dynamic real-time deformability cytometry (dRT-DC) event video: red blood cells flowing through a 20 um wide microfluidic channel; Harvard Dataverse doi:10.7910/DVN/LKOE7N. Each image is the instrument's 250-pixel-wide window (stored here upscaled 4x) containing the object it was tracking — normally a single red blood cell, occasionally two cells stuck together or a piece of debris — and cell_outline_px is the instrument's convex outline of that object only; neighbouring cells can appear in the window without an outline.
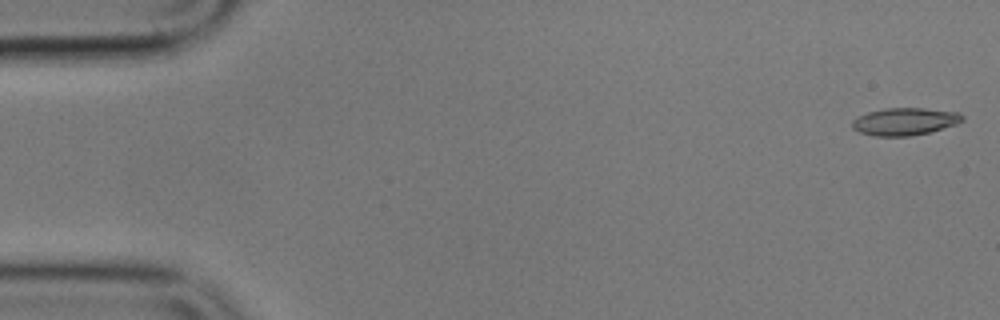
{"species": "common noctule bat (a hibernating species)", "species_latin": "Nyctalus noctula", "temperature_condition": "cold", "stored_images_in_passage": 15, "camera_frame_rate_fps": 3000, "um_per_image_px": 0.085, "animal": {"sex": "male", "body_mass_g": 17.9}, "frame": {"image": 1, "passage_image": 1, "time_ms": 0.0, "image_size_px": [1000, 320], "cell_outline_px": [[964, 120], [956, 124], [928, 132], [908, 136], [872, 136], [860, 132], [852, 128], [852, 120], [856, 116], [868, 112], [884, 108], [924, 108], [960, 112], [964, 116]], "centroid_in_image_um": [76.89, 10.32], "position_along_channel_um": 8.1, "area_um2": 17.69}}
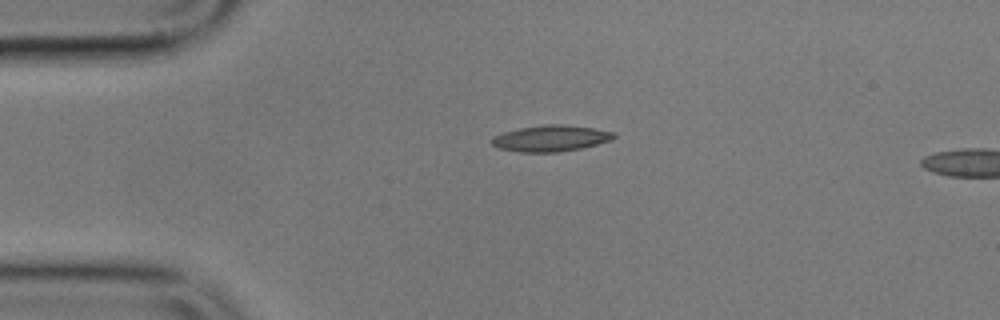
{"frame": {"image": 2, "passage_image": 12, "time_ms": 3.667, "image_size_px": [1000, 320], "cell_outline_px": [[616, 136], [612, 140], [580, 148], [560, 152], [520, 152], [496, 148], [492, 144], [492, 136], [504, 132], [520, 128], [544, 124], [560, 124], [592, 128], [616, 132]], "centroid_in_image_um": [46.8, 11.76], "position_along_channel_um": 38.2, "area_um2": 18.61}}